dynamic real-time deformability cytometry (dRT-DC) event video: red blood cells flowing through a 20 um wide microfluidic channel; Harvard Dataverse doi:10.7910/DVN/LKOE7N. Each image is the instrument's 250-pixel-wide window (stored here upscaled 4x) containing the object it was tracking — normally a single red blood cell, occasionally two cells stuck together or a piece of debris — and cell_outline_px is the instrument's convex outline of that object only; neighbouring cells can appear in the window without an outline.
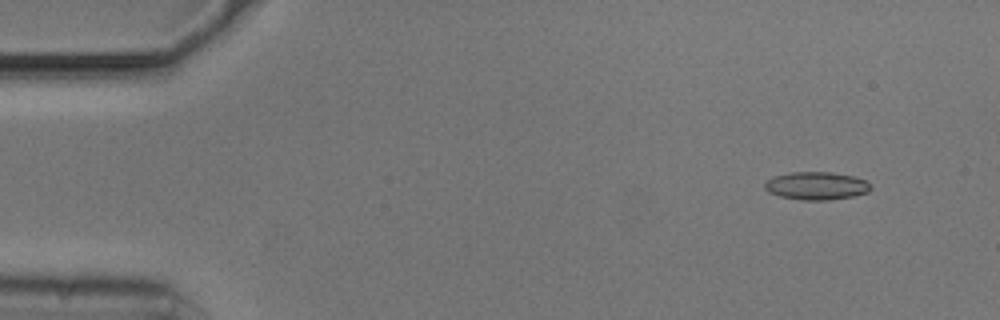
{"species": "common noctule bat (a hibernating species)", "species_latin": "Nyctalus noctula", "temperature_condition": "cold", "stored_images_in_passage": 24, "camera_frame_rate_fps": 3000, "um_per_image_px": 0.085, "animal": {"sex": "male", "body_mass_g": 20.5, "forearm_length_mm": 52.5}, "frame": {"image": 1, "passage_image": 1, "time_ms": 0.0, "image_size_px": [1000, 320], "cell_outline_px": [[872, 188], [868, 192], [852, 196], [828, 200], [804, 200], [780, 196], [768, 192], [764, 188], [764, 184], [772, 176], [792, 172], [832, 172], [852, 176], [864, 180]], "centroid_in_image_um": [69.36, 15.79], "position_along_channel_um": 15.6, "area_um2": 17.11}}
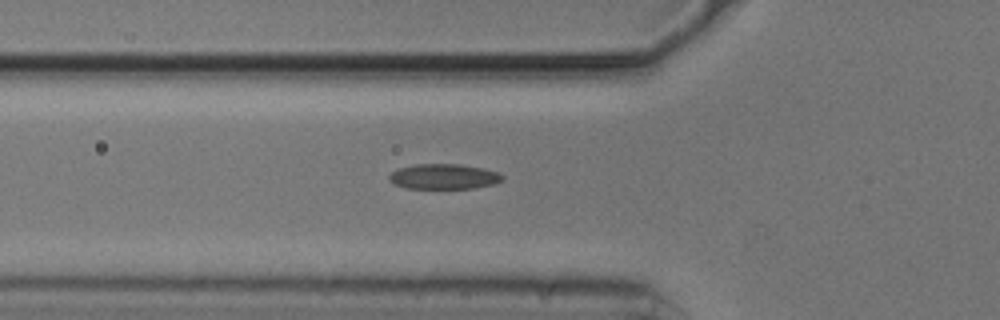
{"frame": {"image": 2, "passage_image": 15, "time_ms": 4.667, "image_size_px": [1000, 320], "cell_outline_px": [[504, 180], [496, 184], [472, 188], [404, 188], [388, 180], [388, 176], [392, 172], [400, 168], [416, 164], [456, 164], [484, 168], [496, 172], [504, 176]], "centroid_in_image_um": [37.75, 15.01], "position_along_channel_um": 88.1, "area_um2": 16.59}}
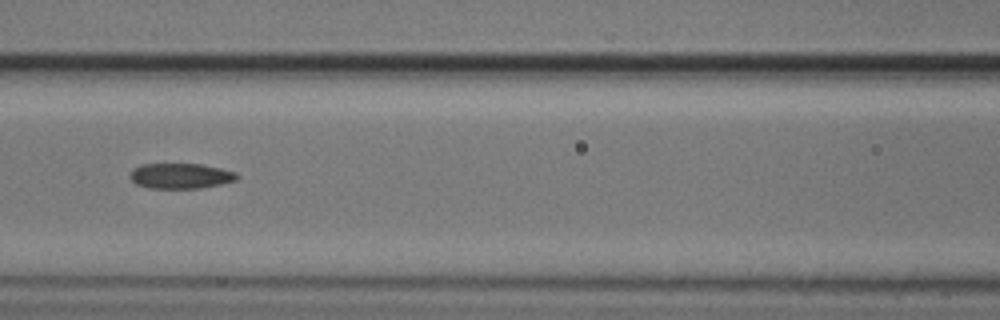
{"frame": {"image": 3, "passage_image": 20, "time_ms": 6.333, "image_size_px": [1000, 320], "cell_outline_px": [[240, 176], [236, 180], [220, 184], [200, 188], [148, 188], [136, 184], [128, 176], [132, 168], [140, 164], [200, 164], [220, 168], [236, 172]], "centroid_in_image_um": [15.32, 14.95], "position_along_channel_um": 151.3, "area_um2": 15.9}}